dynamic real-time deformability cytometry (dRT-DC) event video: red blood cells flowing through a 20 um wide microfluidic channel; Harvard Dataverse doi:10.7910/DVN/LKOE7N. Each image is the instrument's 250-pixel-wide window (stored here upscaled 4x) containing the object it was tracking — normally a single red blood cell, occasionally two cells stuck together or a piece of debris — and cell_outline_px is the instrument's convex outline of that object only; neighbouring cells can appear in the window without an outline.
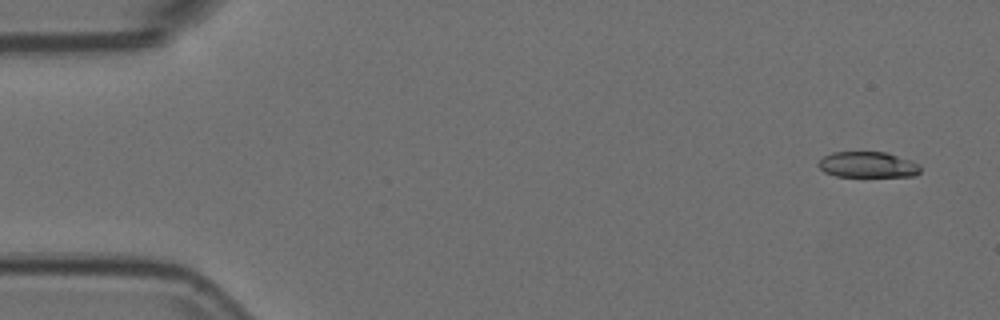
{"species": "Egyptian fruit bat (a non-hibernating species)", "species_latin": "Rousettus aegyptiacus", "temperature_condition": "room temperature", "stored_images_in_passage": 4, "camera_frame_rate_fps": 3000, "um_per_image_px": 0.085, "animal": {"sex": "female"}, "frame": {"image": 1, "passage_image": 1, "time_ms": 0.0, "image_size_px": [1000, 320], "cell_outline_px": [[920, 172], [916, 176], [836, 176], [824, 172], [816, 164], [824, 156], [832, 152], [888, 152], [920, 164]], "centroid_in_image_um": [73.76, 13.99], "position_along_channel_um": 11.2, "area_um2": 15.37}}
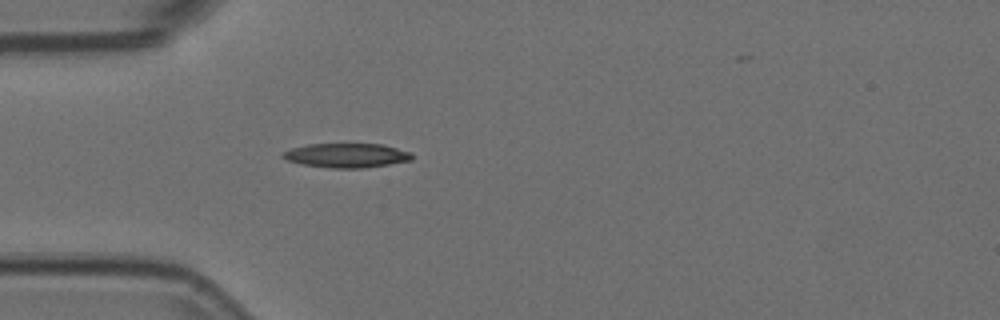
{"frame": {"image": 2, "passage_image": 4, "time_ms": 1.0, "image_size_px": [1000, 320], "cell_outline_px": [[412, 160], [364, 168], [332, 168], [304, 164], [288, 160], [280, 156], [284, 152], [292, 148], [308, 144], [384, 144], [412, 152]], "centroid_in_image_um": [29.5, 13.2], "position_along_channel_um": 55.5, "area_um2": 18.15}}